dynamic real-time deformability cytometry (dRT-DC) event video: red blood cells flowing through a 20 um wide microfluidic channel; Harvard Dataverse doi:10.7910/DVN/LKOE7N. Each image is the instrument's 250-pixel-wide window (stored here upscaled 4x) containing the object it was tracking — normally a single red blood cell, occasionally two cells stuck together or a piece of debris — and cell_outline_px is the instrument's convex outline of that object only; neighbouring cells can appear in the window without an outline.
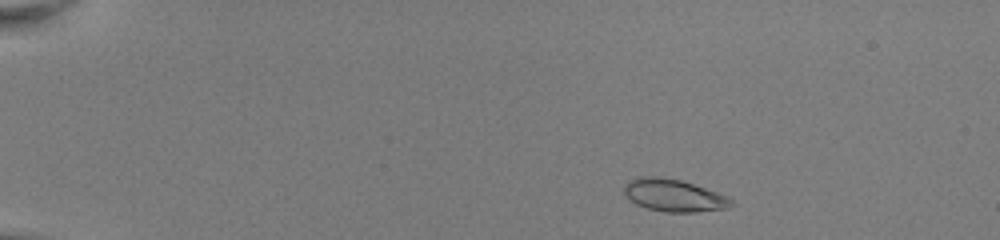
{"species": "common noctule bat (a hibernating species)", "species_latin": "Nyctalus noctula", "temperature_condition": "room temperature", "stored_images_in_passage": 46, "camera_frame_rate_fps": 3000, "um_per_image_px": 0.085, "animal": {"sex": "female", "body_mass_g": 22.0, "forearm_length_mm": 56.7}, "frame": {"image": 1, "passage_image": 4, "time_ms": 1.0, "image_size_px": [1000, 240], "cell_outline_px": [[736, 204], [728, 208], [696, 212], [664, 212], [648, 208], [636, 204], [628, 200], [624, 192], [624, 184], [628, 180], [640, 176], [656, 176], [680, 180], [728, 196]], "centroid_in_image_um": [57.25, 16.61], "position_along_channel_um": 27.7, "area_um2": 20.29}}
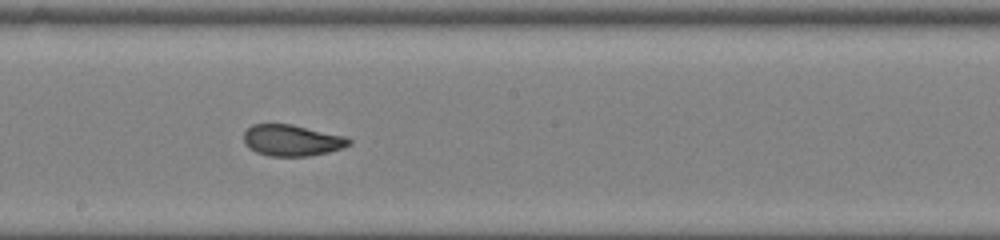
{"frame": {"image": 2, "passage_image": 26, "time_ms": 8.333, "image_size_px": [1000, 240], "cell_outline_px": [[352, 144], [344, 148], [328, 152], [308, 156], [268, 156], [256, 152], [248, 148], [244, 144], [244, 132], [252, 124], [292, 124], [344, 136], [352, 140]], "centroid_in_image_um": [24.81, 11.93], "position_along_channel_um": 223.4, "area_um2": 19.31}}
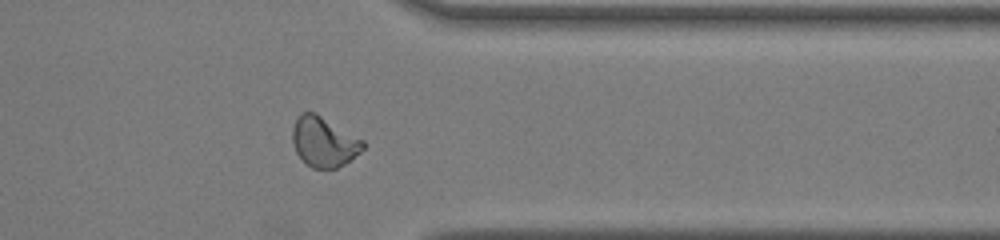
{"frame": {"image": 3, "passage_image": 38, "time_ms": 12.333, "image_size_px": [1000, 240], "cell_outline_px": [[364, 148], [360, 152], [344, 164], [336, 168], [312, 168], [296, 152], [292, 140], [292, 128], [300, 112], [316, 112], [364, 140]], "centroid_in_image_um": [27.53, 12.03], "position_along_channel_um": 383.9, "area_um2": 20.46}, "authors_computed_cell_mechanics": {"area_um2": 19.652, "velocity_mm_per_s": 4.0624, "shape_relaxation_time_tau1_ms": 7.4579, "shape_relaxation_time_tau2_ms": 0.7919, "deformation_change_tau1": 0.2124, "deformation_change_tau2": 0.051}}